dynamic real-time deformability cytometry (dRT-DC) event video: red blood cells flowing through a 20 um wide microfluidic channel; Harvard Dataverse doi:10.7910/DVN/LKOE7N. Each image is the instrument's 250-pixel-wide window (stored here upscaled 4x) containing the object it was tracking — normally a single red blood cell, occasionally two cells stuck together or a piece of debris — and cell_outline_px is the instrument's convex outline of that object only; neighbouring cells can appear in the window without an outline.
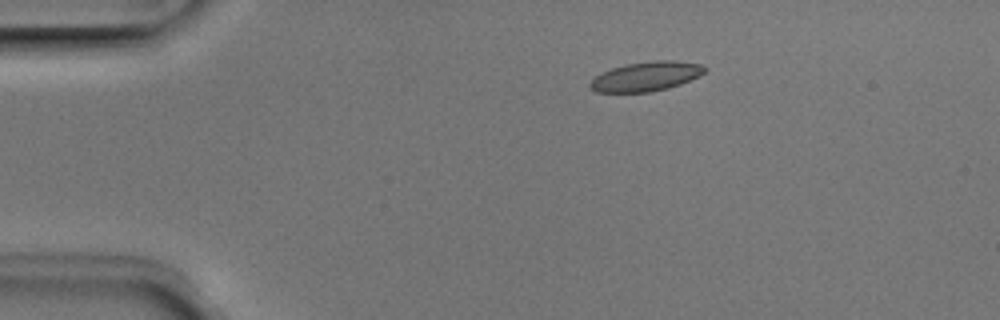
{"species": "Egyptian fruit bat (a non-hibernating species)", "species_latin": "Rousettus aegyptiacus", "temperature_condition": "room temperature", "stored_images_in_passage": 7, "camera_frame_rate_fps": 3000, "um_per_image_px": 0.085, "animal": {"sex": "male"}, "frame": {"image": 1, "passage_image": 3, "time_ms": 0.667, "image_size_px": [1000, 320], "cell_outline_px": [[708, 68], [700, 76], [680, 84], [668, 88], [648, 92], [596, 92], [588, 84], [596, 76], [612, 68], [624, 64], [652, 60], [676, 60], [700, 64]], "centroid_in_image_um": [54.95, 6.48], "position_along_channel_um": 30.0, "area_um2": 19.65}}
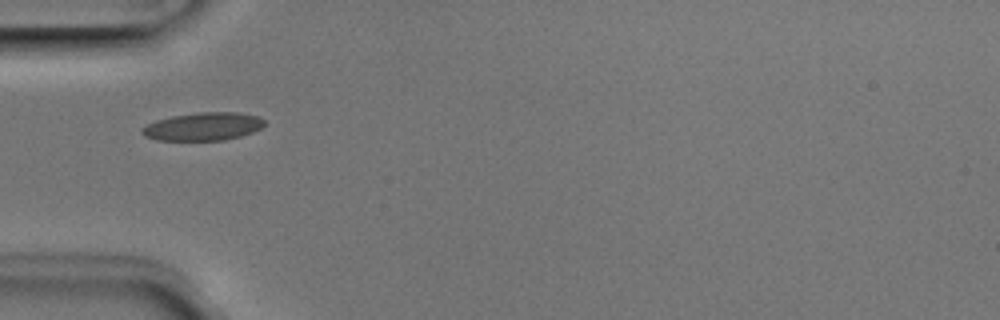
{"frame": {"image": 2, "passage_image": 5, "time_ms": 1.333, "image_size_px": [1000, 320], "cell_outline_px": [[264, 124], [260, 128], [252, 132], [240, 136], [224, 140], [156, 140], [144, 136], [140, 132], [140, 128], [156, 120], [172, 116], [196, 112], [236, 112], [260, 116], [264, 120]], "centroid_in_image_um": [17.24, 10.75], "position_along_channel_um": 67.8, "area_um2": 20.06}}
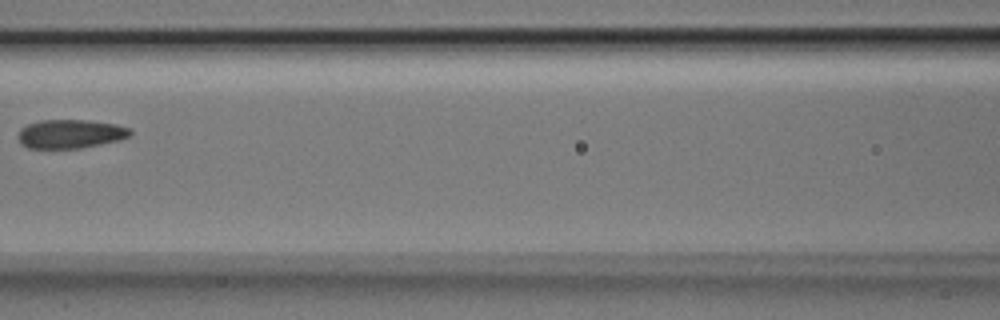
{"frame": {"image": 3, "passage_image": 7, "time_ms": 2.0, "image_size_px": [1000, 320], "cell_outline_px": [[132, 136], [120, 140], [80, 148], [28, 148], [20, 144], [16, 136], [20, 128], [28, 124], [40, 120], [88, 120], [116, 124], [132, 128]], "centroid_in_image_um": [5.99, 11.38], "position_along_channel_um": 160.6, "area_um2": 19.13}}